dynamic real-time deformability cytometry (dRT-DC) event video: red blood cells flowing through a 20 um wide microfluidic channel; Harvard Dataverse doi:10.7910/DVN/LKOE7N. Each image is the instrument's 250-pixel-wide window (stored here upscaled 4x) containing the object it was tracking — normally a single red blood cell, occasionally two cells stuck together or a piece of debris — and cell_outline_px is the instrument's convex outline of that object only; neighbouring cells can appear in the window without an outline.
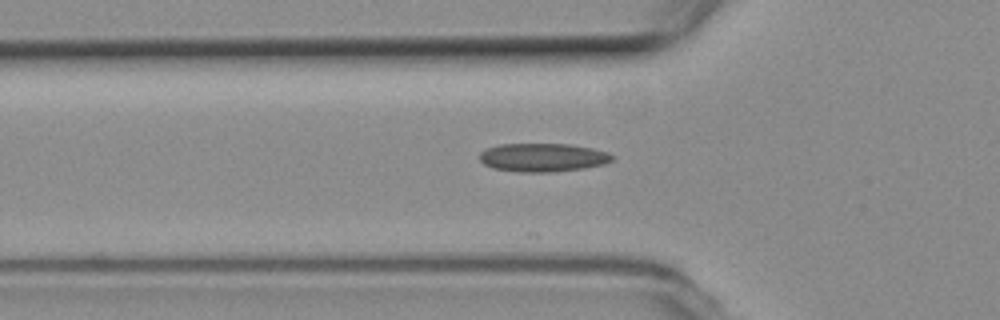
{"species": "common noctule bat (a hibernating species)", "species_latin": "Nyctalus noctula", "temperature_condition": "room temperature", "stored_images_in_passage": 6, "camera_frame_rate_fps": 3000, "um_per_image_px": 0.085, "animal": {"sex": "female", "body_mass_g": 19.3, "forearm_length_mm": 54.1}, "frame": {"image": 1, "passage_image": 2, "time_ms": 0.333, "image_size_px": [1000, 320], "cell_outline_px": [[612, 160], [604, 164], [584, 168], [552, 172], [516, 172], [492, 168], [484, 164], [480, 160], [480, 152], [488, 148], [500, 144], [568, 144], [592, 148], [608, 152], [612, 156]], "centroid_in_image_um": [46.12, 13.39], "position_along_channel_um": 79.7, "area_um2": 21.96}}
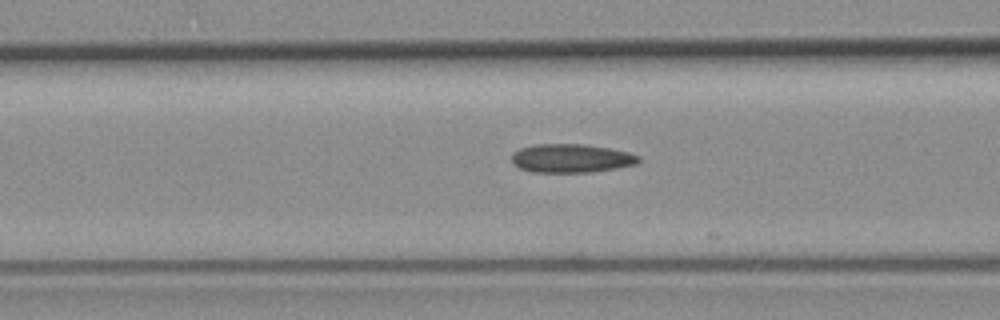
{"frame": {"image": 2, "passage_image": 5, "time_ms": 1.333, "image_size_px": [1000, 320], "cell_outline_px": [[640, 160], [636, 164], [616, 168], [592, 172], [532, 172], [520, 168], [512, 164], [512, 152], [520, 148], [536, 144], [584, 144], [608, 148], [628, 152], [640, 156]], "centroid_in_image_um": [48.53, 13.45], "position_along_channel_um": 118.1, "area_um2": 21.21}}